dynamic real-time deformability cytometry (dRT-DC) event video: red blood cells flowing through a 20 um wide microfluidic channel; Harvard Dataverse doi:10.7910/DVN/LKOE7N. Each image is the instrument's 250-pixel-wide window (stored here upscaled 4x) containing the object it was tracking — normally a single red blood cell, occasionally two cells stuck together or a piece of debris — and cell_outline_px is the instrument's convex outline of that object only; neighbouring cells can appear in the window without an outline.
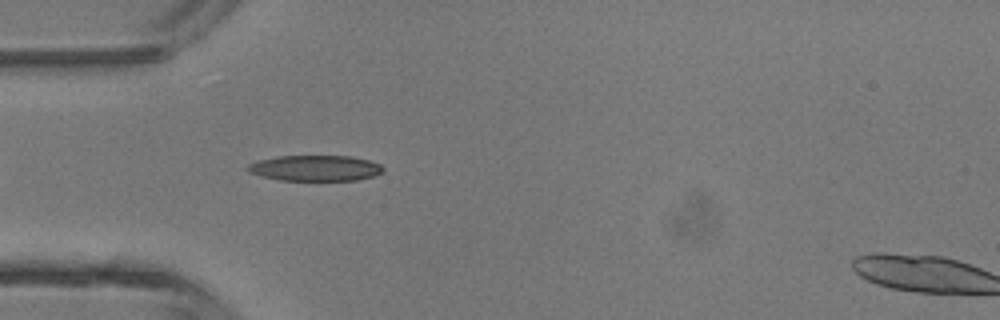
{"species": "common noctule bat (a hibernating species)", "species_latin": "Nyctalus noctula", "temperature_condition": "room temperature", "stored_images_in_passage": 3, "camera_frame_rate_fps": 3000, "um_per_image_px": 0.085, "animal": {"sex": "male", "body_mass_g": 13.3}, "frame": {"image": 1, "passage_image": 2, "time_ms": 0.333, "image_size_px": [1000, 320], "cell_outline_px": [[384, 172], [372, 176], [356, 180], [280, 180], [260, 176], [248, 172], [244, 168], [248, 164], [260, 160], [276, 156], [352, 156], [368, 160], [380, 164], [384, 168]], "centroid_in_image_um": [26.77, 14.29], "position_along_channel_um": 58.2, "area_um2": 20.35}}